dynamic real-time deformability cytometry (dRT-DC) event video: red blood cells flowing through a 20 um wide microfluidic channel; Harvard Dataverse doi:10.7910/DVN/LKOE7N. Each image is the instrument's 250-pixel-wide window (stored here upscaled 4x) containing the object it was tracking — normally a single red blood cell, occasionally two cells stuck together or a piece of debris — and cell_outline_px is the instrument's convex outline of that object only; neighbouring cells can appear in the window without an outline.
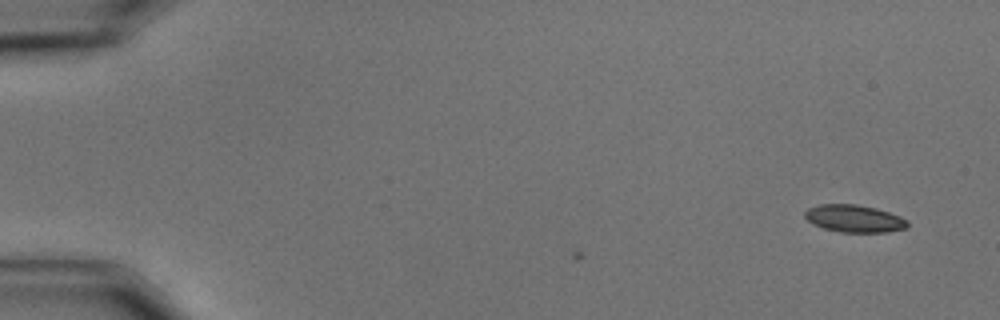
{"species": "common noctule bat (a hibernating species)", "species_latin": "Nyctalus noctula", "temperature_condition": "cold", "stored_images_in_passage": 4, "camera_frame_rate_fps": 3000, "um_per_image_px": 0.085, "animal": {"sex": "male", "body_mass_g": 15.6}, "frame": {"image": 1, "passage_image": 4, "time_ms": 1.0, "image_size_px": [1000, 320], "cell_outline_px": [[908, 228], [888, 232], [840, 232], [824, 228], [812, 224], [804, 216], [804, 212], [808, 208], [820, 204], [856, 204], [876, 208], [900, 216], [908, 220]], "centroid_in_image_um": [72.62, 18.58], "position_along_channel_um": 12.4, "area_um2": 16.47}}